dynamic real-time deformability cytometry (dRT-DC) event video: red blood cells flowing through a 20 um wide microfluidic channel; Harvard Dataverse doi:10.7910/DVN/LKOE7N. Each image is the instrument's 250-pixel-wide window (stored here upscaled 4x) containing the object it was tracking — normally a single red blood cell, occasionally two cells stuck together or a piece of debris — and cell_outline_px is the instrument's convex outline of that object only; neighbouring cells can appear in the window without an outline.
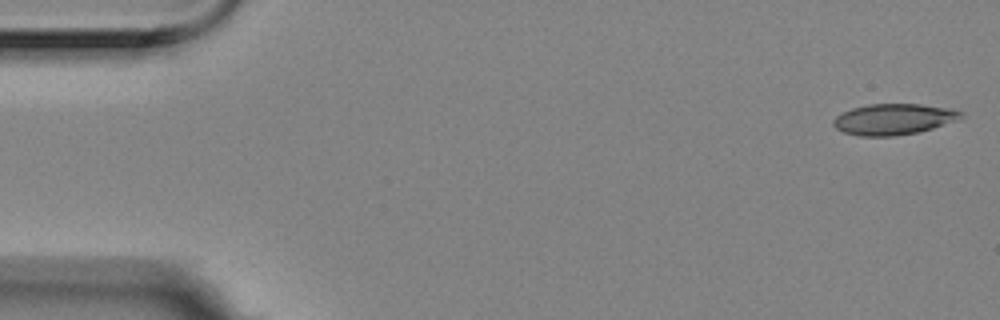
{"species": "Egyptian fruit bat (a non-hibernating species)", "species_latin": "Rousettus aegyptiacus", "temperature_condition": "room temperature", "stored_images_in_passage": 5, "camera_frame_rate_fps": 3000, "um_per_image_px": 0.085, "animal": {"sex": "female"}, "frame": {"image": 1, "passage_image": 1, "time_ms": 0.0, "image_size_px": [1000, 320], "cell_outline_px": [[964, 116], [956, 120], [920, 132], [892, 136], [860, 136], [844, 132], [836, 128], [832, 124], [832, 120], [836, 116], [852, 108], [868, 104], [920, 104], [952, 108], [964, 112]], "centroid_in_image_um": [75.97, 10.13], "position_along_channel_um": 9.0, "area_um2": 23.06}}
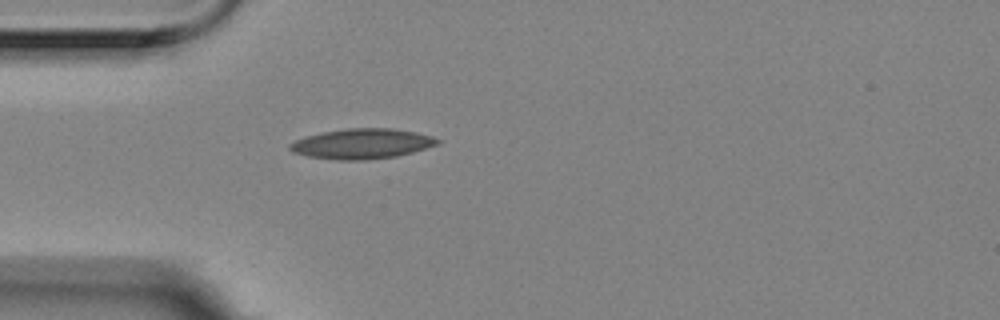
{"frame": {"image": 2, "passage_image": 5, "time_ms": 1.333, "image_size_px": [1000, 320], "cell_outline_px": [[444, 140], [440, 144], [412, 152], [396, 156], [364, 160], [336, 160], [308, 156], [292, 152], [288, 148], [288, 144], [304, 136], [324, 132], [348, 128], [392, 128], [416, 132], [432, 136]], "centroid_in_image_um": [30.79, 12.21], "position_along_channel_um": 54.2, "area_um2": 26.07}}